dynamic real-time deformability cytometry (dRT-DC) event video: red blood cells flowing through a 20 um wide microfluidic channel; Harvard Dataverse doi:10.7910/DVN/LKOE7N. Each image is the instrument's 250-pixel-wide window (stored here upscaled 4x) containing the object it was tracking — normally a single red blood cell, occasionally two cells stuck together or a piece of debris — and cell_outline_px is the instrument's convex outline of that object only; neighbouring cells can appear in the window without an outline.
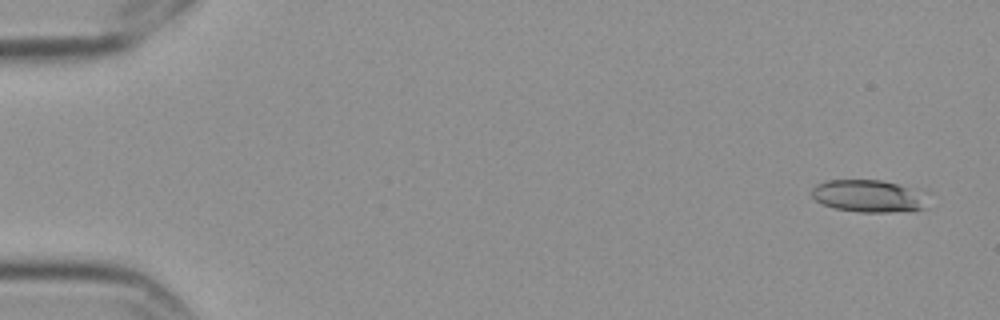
{"species": "Egyptian fruit bat (a non-hibernating species)", "species_latin": "Rousettus aegyptiacus", "temperature_condition": "cold", "stored_images_in_passage": 11, "camera_frame_rate_fps": 3000, "um_per_image_px": 0.085, "frame": {"image": 1, "passage_image": 1, "time_ms": 0.0, "image_size_px": [1000, 320], "cell_outline_px": [[928, 208], [888, 212], [860, 212], [836, 208], [824, 204], [816, 200], [812, 196], [812, 188], [816, 184], [828, 180], [880, 180], [896, 184], [904, 188]], "centroid_in_image_um": [73.57, 16.67], "position_along_channel_um": 11.4, "area_um2": 20.35}}
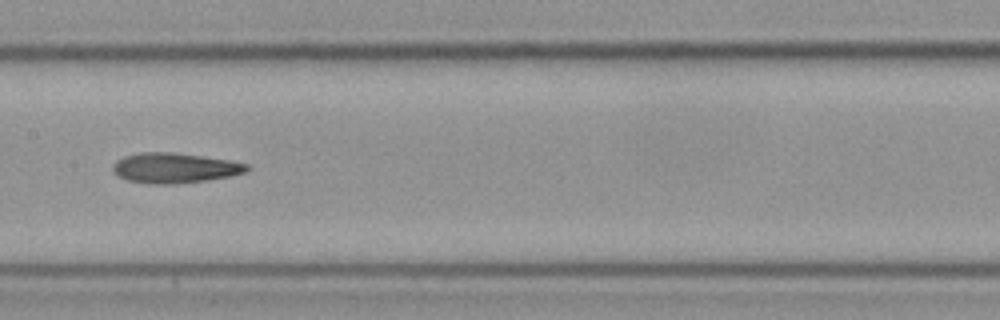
{"frame": {"image": 2, "passage_image": 8, "time_ms": 2.333, "image_size_px": [1000, 320], "cell_outline_px": [[248, 168], [244, 172], [232, 176], [204, 180], [172, 184], [148, 184], [124, 180], [112, 168], [112, 164], [116, 160], [124, 156], [140, 152], [172, 152], [228, 160], [248, 164]], "centroid_in_image_um": [14.79, 14.28], "position_along_channel_um": 192.6, "area_um2": 23.35}}
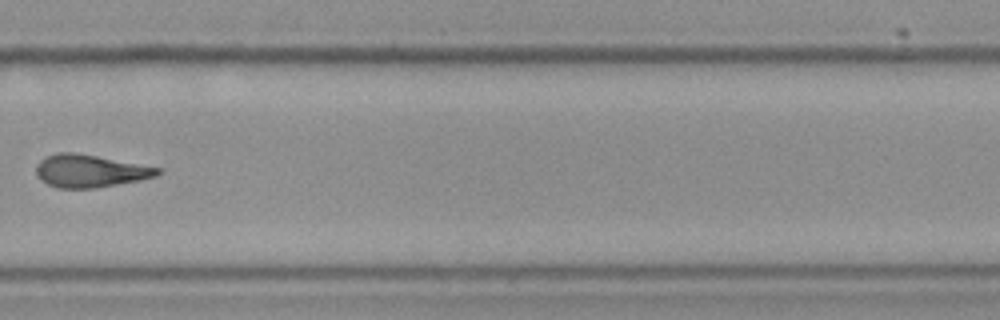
{"frame": {"image": 3, "passage_image": 11, "time_ms": 3.333, "image_size_px": [1000, 320], "cell_outline_px": [[160, 172], [156, 176], [140, 180], [92, 188], [56, 188], [40, 180], [36, 172], [36, 164], [40, 160], [56, 152], [72, 152], [96, 156], [160, 168]], "centroid_in_image_um": [7.6, 14.53], "position_along_channel_um": 322.2, "area_um2": 22.77}}